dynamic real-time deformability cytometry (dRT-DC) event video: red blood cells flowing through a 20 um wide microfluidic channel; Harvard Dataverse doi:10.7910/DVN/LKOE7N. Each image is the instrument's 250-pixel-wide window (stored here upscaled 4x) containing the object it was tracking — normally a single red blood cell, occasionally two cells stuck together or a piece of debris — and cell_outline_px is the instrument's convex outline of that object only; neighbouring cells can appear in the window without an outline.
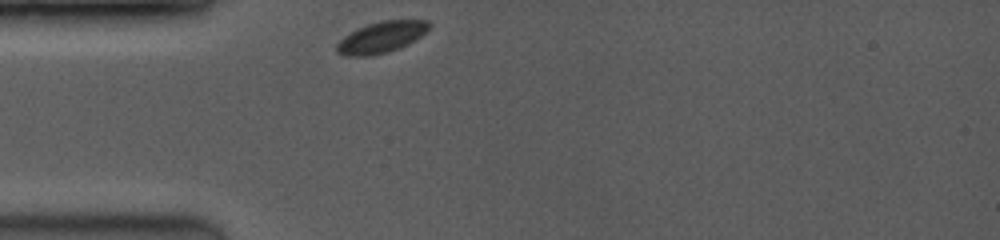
{"species": "common noctule bat (a hibernating species)", "species_latin": "Nyctalus noctula", "temperature_condition": "room temperature", "stored_images_in_passage": 34, "camera_frame_rate_fps": 3500, "um_per_image_px": 0.085, "animal": {"sex": "female", "body_mass_g": 19.0, "forearm_length_mm": 53.3}, "frame": {"image": 1, "passage_image": 1, "time_ms": 0.0, "image_size_px": [1000, 240], "cell_outline_px": [[432, 24], [420, 36], [408, 44], [400, 48], [388, 52], [372, 56], [344, 56], [336, 52], [336, 44], [344, 36], [368, 24], [380, 20], [428, 20]], "centroid_in_image_um": [32.4, 3.17], "position_along_channel_um": 52.6, "area_um2": 16.76}}
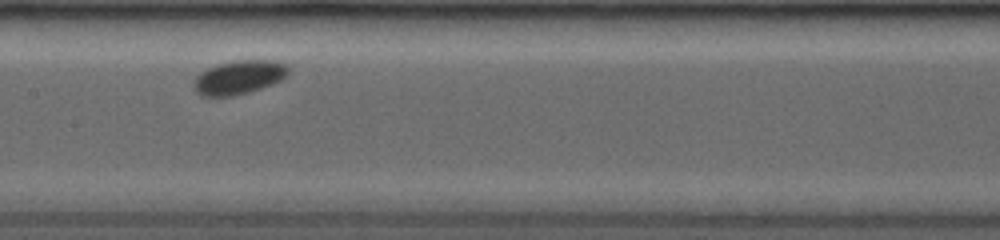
{"frame": {"image": 2, "passage_image": 14, "time_ms": 3.714, "image_size_px": [1000, 240], "cell_outline_px": [[292, 72], [288, 76], [272, 84], [248, 92], [232, 96], [200, 96], [192, 88], [192, 80], [200, 72], [216, 64], [232, 60], [276, 60], [288, 64]], "centroid_in_image_um": [20.32, 6.55], "position_along_channel_um": 187.1, "area_um2": 19.19}}
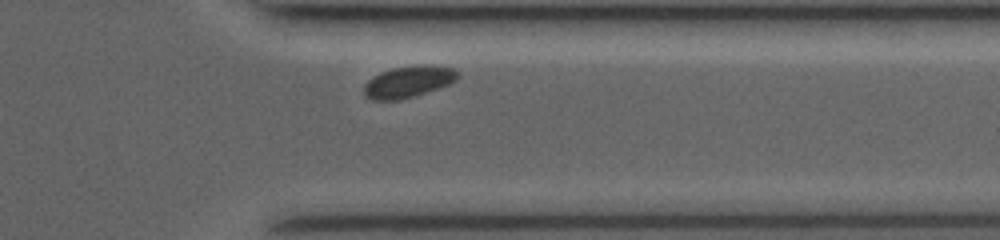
{"frame": {"image": 3, "passage_image": 31, "time_ms": 8.571, "image_size_px": [1000, 240], "cell_outline_px": [[460, 76], [456, 80], [448, 84], [416, 96], [400, 100], [372, 100], [364, 96], [364, 84], [372, 76], [380, 72], [392, 68], [424, 64], [432, 64], [456, 68], [460, 72]], "centroid_in_image_um": [34.73, 6.93], "position_along_channel_um": 376.7, "area_um2": 17.63}}